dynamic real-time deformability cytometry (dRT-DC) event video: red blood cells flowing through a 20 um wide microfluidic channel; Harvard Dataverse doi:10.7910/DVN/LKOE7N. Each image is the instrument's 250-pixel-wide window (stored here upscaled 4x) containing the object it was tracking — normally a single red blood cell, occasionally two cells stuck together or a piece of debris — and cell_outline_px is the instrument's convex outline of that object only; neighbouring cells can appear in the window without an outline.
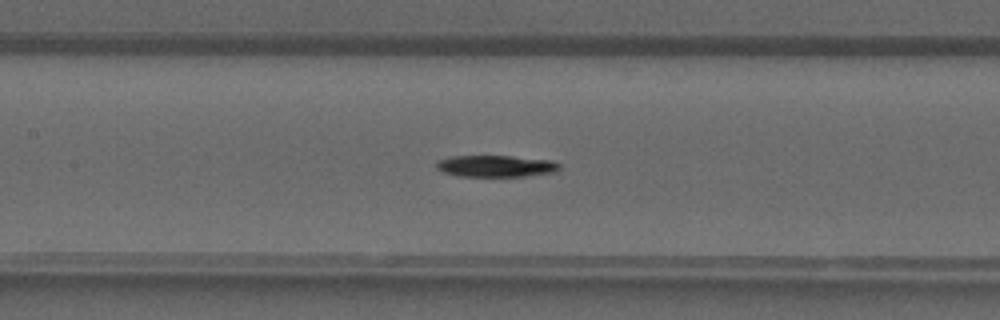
{"species": "common noctule bat (a hibernating species)", "species_latin": "Nyctalus noctula", "temperature_condition": "warm", "stored_images_in_passage": 37, "camera_frame_rate_fps": 3000, "um_per_image_px": 0.085, "animal": {"sex": "male", "forearm_length_mm": 52.5}, "frame": {"image": 1, "passage_image": 16, "time_ms": 5.0, "image_size_px": [1000, 320], "cell_outline_px": [[560, 168], [556, 172], [524, 176], [460, 176], [444, 172], [436, 168], [436, 160], [452, 156], [512, 156], [552, 160], [560, 164]], "centroid_in_image_um": [42.16, 14.11], "position_along_channel_um": 165.2, "area_um2": 15.55}}
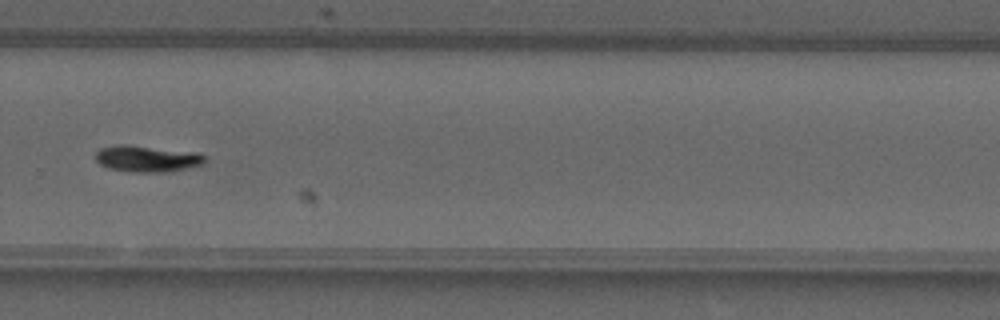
{"frame": {"image": 2, "passage_image": 25, "time_ms": 8.0, "image_size_px": [1000, 320], "cell_outline_px": [[208, 160], [204, 164], [172, 172], [132, 172], [108, 168], [100, 164], [96, 160], [96, 152], [100, 148], [120, 144], [128, 144], [196, 152], [208, 156]], "centroid_in_image_um": [12.56, 13.49], "position_along_channel_um": 317.2, "area_um2": 17.17}}
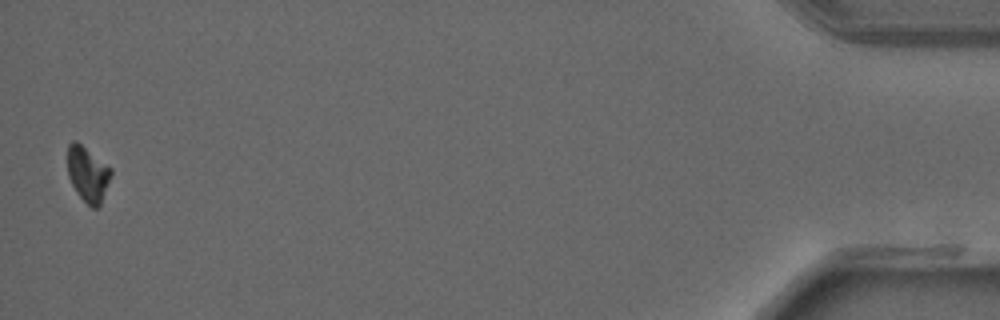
{"frame": {"image": 3, "passage_image": 37, "time_ms": 12.0, "image_size_px": [1000, 320], "cell_outline_px": [[112, 176], [100, 204], [96, 208], [92, 208], [76, 192], [68, 176], [68, 144], [72, 140], [76, 140], [112, 168]], "centroid_in_image_um": [7.47, 14.77], "position_along_channel_um": 427.7, "area_um2": 13.99}}